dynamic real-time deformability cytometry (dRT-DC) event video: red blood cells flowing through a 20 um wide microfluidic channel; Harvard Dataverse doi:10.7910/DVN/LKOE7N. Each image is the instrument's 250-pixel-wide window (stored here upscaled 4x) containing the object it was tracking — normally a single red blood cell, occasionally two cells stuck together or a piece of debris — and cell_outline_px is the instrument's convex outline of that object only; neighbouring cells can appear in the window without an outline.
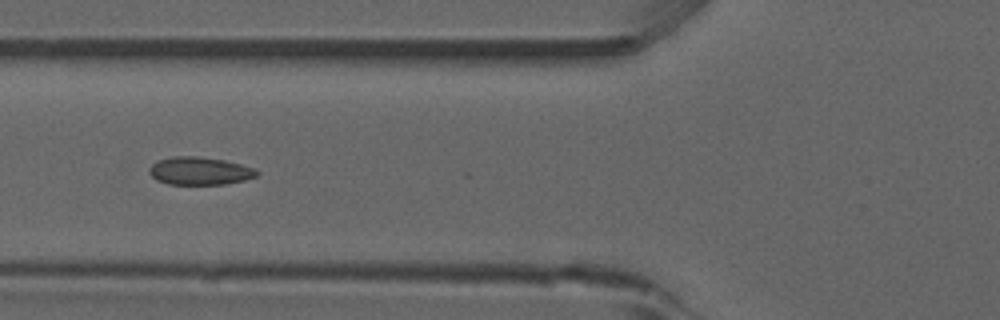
{"species": "common noctule bat (a hibernating species)", "species_latin": "Nyctalus noctula", "temperature_condition": "room temperature", "stored_images_in_passage": 10, "camera_frame_rate_fps": 3000, "um_per_image_px": 0.085, "animal": {"sex": "male", "forearm_length_mm": 52.5}, "frame": {"image": 1, "passage_image": 7, "time_ms": 8.0, "image_size_px": [1000, 320], "cell_outline_px": [[260, 172], [256, 176], [244, 180], [224, 184], [168, 184], [156, 180], [148, 172], [148, 168], [156, 160], [172, 156], [196, 156], [224, 160], [256, 168]], "centroid_in_image_um": [16.95, 14.52], "position_along_channel_um": 108.9, "area_um2": 17.57}}
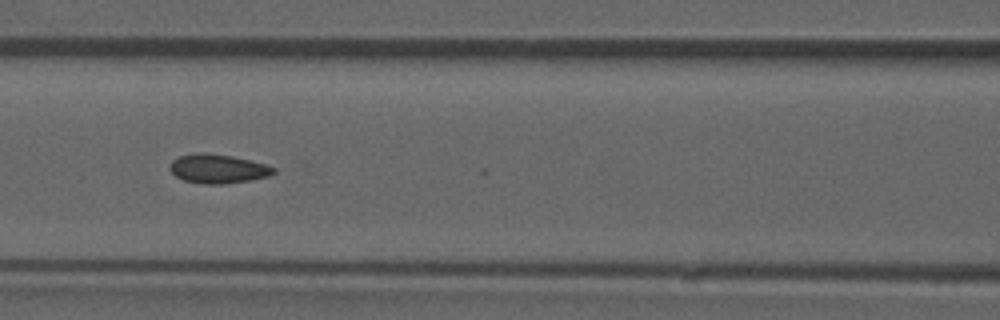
{"frame": {"image": 2, "passage_image": 8, "time_ms": 9.0, "image_size_px": [1000, 320], "cell_outline_px": [[276, 172], [268, 176], [248, 180], [224, 184], [200, 184], [184, 180], [176, 176], [168, 168], [172, 160], [180, 156], [232, 156], [264, 164], [276, 168]], "centroid_in_image_um": [18.55, 14.4], "position_along_channel_um": 148.1, "area_um2": 16.65}}